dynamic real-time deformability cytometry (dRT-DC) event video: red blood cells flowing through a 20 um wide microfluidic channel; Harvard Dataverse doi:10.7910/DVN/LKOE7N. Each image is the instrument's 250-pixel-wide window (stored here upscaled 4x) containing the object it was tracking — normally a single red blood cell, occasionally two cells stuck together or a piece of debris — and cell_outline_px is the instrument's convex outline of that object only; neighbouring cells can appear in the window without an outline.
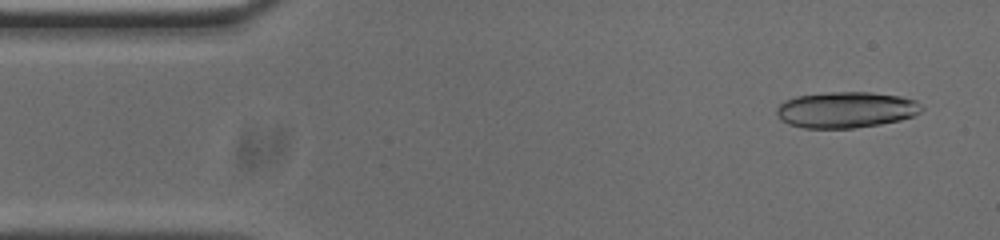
{"species": "common noctule bat (a hibernating species)", "species_latin": "Nyctalus noctula", "temperature_condition": "cold", "stored_images_in_passage": 16, "camera_frame_rate_fps": 3000, "um_per_image_px": 0.085, "animal": {"sex": "male", "body_mass_g": 20.0, "forearm_length_mm": 53.3}, "frame": {"image": 1, "passage_image": 3, "time_ms": 0.667, "image_size_px": [1000, 240], "cell_outline_px": [[924, 108], [920, 112], [912, 116], [900, 120], [880, 124], [856, 128], [804, 128], [788, 124], [780, 120], [776, 112], [776, 108], [784, 100], [796, 96], [828, 92], [868, 92], [900, 96], [916, 100]], "centroid_in_image_um": [71.89, 9.33], "position_along_channel_um": 13.1, "area_um2": 30.63}}